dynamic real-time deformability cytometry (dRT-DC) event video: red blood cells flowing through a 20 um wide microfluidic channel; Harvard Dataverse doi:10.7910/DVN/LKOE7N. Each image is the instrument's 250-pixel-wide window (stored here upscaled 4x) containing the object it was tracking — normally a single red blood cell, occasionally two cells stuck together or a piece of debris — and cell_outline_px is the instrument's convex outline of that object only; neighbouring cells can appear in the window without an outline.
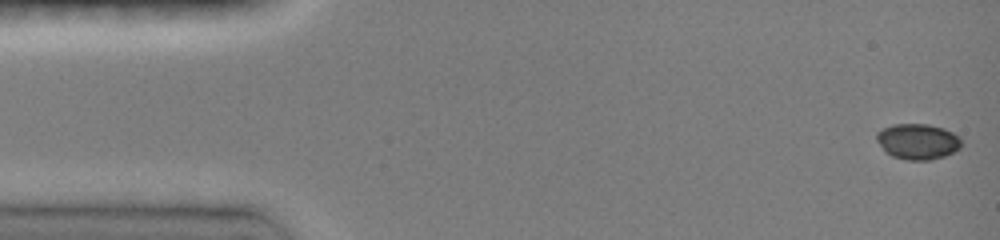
{"species": "common noctule bat (a hibernating species)", "species_latin": "Nyctalus noctula", "temperature_condition": "room temperature", "stored_images_in_passage": 23, "camera_frame_rate_fps": 3000, "um_per_image_px": 0.085, "animal": {"sex": "female", "body_mass_g": 19.0, "forearm_length_mm": 51.5}, "frame": {"image": 1, "passage_image": 1, "time_ms": 0.0, "image_size_px": [1000, 240], "cell_outline_px": [[960, 148], [944, 156], [928, 160], [908, 160], [892, 156], [876, 140], [876, 132], [892, 124], [928, 124], [944, 128], [960, 136]], "centroid_in_image_um": [78.01, 12.01], "position_along_channel_um": 7.0, "area_um2": 17.46}}
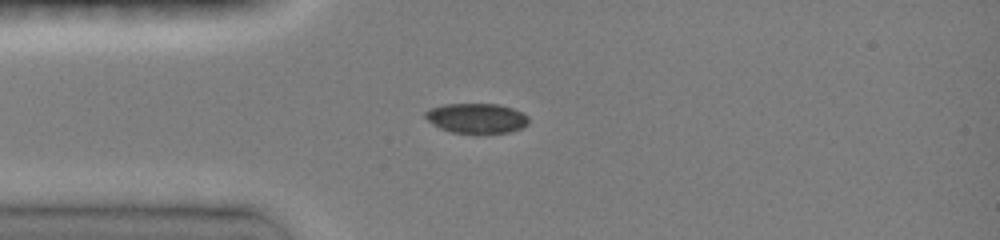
{"frame": {"image": 2, "passage_image": 19, "time_ms": 3.667, "image_size_px": [1000, 240], "cell_outline_px": [[528, 124], [520, 128], [508, 132], [480, 136], [476, 136], [452, 132], [440, 128], [432, 124], [424, 116], [424, 112], [428, 108], [444, 104], [500, 104], [512, 108], [528, 116]], "centroid_in_image_um": [40.48, 10.08], "position_along_channel_um": 44.5, "area_um2": 18.67}}